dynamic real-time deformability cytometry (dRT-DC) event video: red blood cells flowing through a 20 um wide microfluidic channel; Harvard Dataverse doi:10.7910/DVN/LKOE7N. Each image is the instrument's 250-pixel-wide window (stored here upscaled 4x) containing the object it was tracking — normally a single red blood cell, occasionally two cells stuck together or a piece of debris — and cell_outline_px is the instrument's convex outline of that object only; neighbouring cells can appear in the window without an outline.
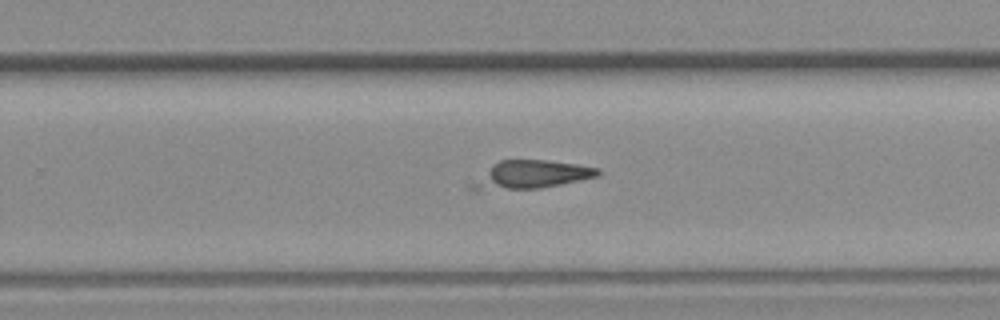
{"species": "common noctule bat (a hibernating species)", "species_latin": "Nyctalus noctula", "temperature_condition": "room temperature", "stored_images_in_passage": 26, "camera_frame_rate_fps": 3000, "um_per_image_px": 0.085, "animal": {"sex": "female", "body_mass_g": 19.3, "forearm_length_mm": 54.1}, "frame": {"image": 1, "passage_image": 24, "time_ms": 7.667, "image_size_px": [1000, 320], "cell_outline_px": [[600, 176], [540, 188], [476, 192], [472, 192], [468, 188], [468, 184], [492, 164], [500, 160], [544, 160], [576, 164], [600, 168]], "centroid_in_image_um": [45.01, 14.89], "position_along_channel_um": 284.8, "area_um2": 21.15}}